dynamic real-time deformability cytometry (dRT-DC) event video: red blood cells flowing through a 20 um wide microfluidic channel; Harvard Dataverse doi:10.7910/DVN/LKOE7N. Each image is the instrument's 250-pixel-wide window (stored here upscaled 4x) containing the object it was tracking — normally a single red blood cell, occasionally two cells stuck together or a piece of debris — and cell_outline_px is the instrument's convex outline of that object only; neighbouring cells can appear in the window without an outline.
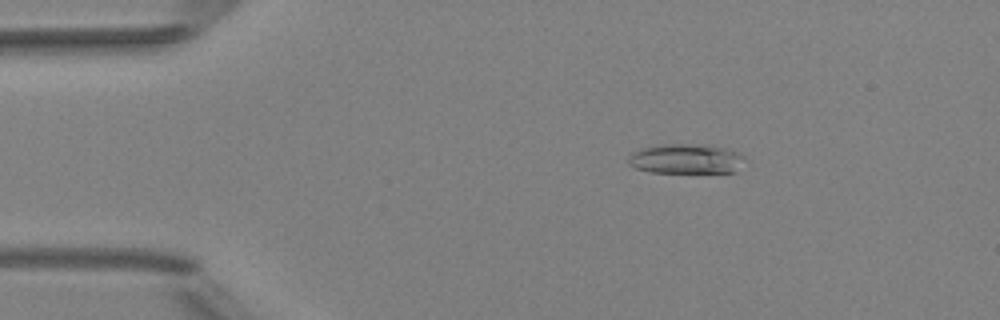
{"species": "Egyptian fruit bat (a non-hibernating species)", "species_latin": "Rousettus aegyptiacus", "temperature_condition": "room temperature", "stored_images_in_passage": 7, "camera_frame_rate_fps": 3000, "um_per_image_px": 0.085, "animal": {"sex": "female"}, "frame": {"image": 1, "passage_image": 2, "time_ms": 1.333, "image_size_px": [1000, 320], "cell_outline_px": [[744, 156], [736, 172], [648, 172], [636, 168], [628, 164], [628, 156], [640, 148], [656, 144], [708, 144], [724, 148], [736, 152]], "centroid_in_image_um": [58.25, 13.49], "position_along_channel_um": 26.8, "area_um2": 20.23}}
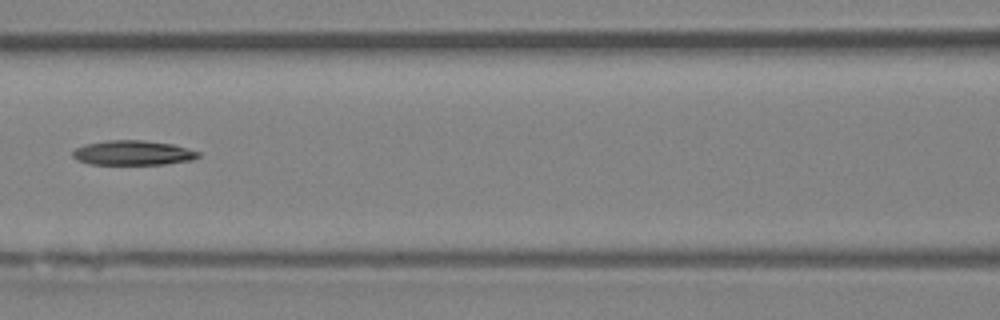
{"frame": {"image": 2, "passage_image": 6, "time_ms": 6.0, "image_size_px": [1000, 320], "cell_outline_px": [[200, 156], [192, 160], [164, 164], [88, 164], [72, 156], [72, 152], [76, 148], [84, 144], [108, 140], [144, 140], [172, 144], [188, 148], [200, 152]], "centroid_in_image_um": [11.31, 12.98], "position_along_channel_um": 155.3, "area_um2": 18.03}}
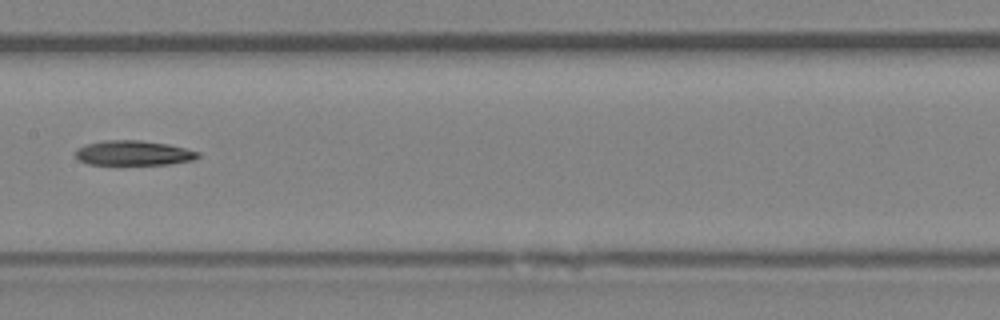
{"frame": {"image": 3, "passage_image": 7, "time_ms": 7.0, "image_size_px": [1000, 320], "cell_outline_px": [[200, 156], [196, 160], [168, 164], [88, 164], [80, 160], [76, 156], [76, 148], [84, 144], [104, 140], [140, 140], [168, 144], [200, 152]], "centroid_in_image_um": [11.36, 13.0], "position_along_channel_um": 196.0, "area_um2": 17.74}}